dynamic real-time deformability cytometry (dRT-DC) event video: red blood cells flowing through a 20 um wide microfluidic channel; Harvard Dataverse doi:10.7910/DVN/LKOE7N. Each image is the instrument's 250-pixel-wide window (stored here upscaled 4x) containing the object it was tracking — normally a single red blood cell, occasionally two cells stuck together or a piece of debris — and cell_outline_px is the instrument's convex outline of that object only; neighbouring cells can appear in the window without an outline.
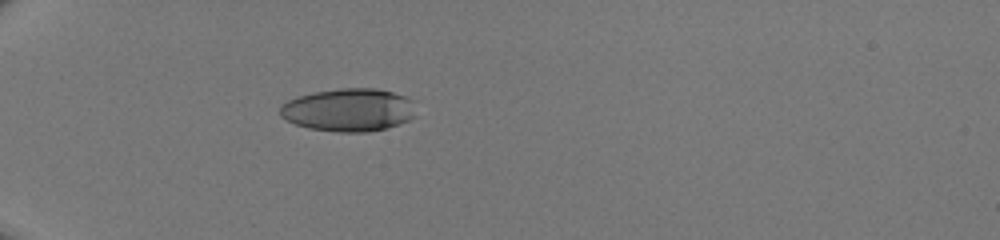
{"species": "human", "species_latin": "Homo sapiens", "temperature_condition": "room temperature", "stored_images_in_passage": 33, "camera_frame_rate_fps": 3000, "um_per_image_px": 0.085, "donor": {"sex": "male"}, "frame": {"image": 1, "passage_image": 1, "time_ms": 0.0, "image_size_px": [1000, 240], "cell_outline_px": [[416, 100], [412, 116], [408, 120], [388, 128], [368, 132], [336, 132], [308, 128], [296, 124], [280, 116], [280, 108], [288, 100], [296, 96], [312, 92], [340, 88], [376, 88], [392, 92]], "centroid_in_image_um": [29.64, 9.34], "position_along_channel_um": 55.4, "area_um2": 34.16}}
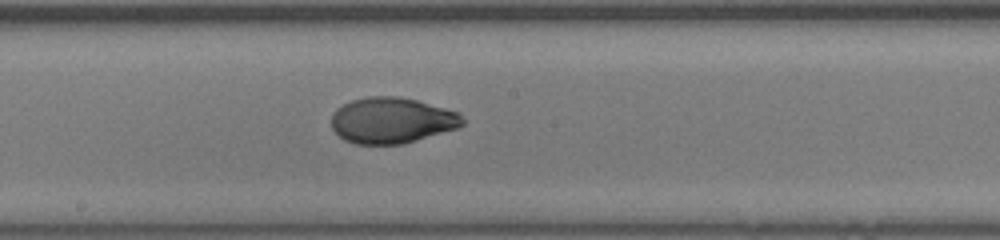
{"frame": {"image": 2, "passage_image": 14, "time_ms": 4.333, "image_size_px": [1000, 240], "cell_outline_px": [[464, 124], [456, 128], [404, 144], [356, 144], [344, 140], [332, 128], [332, 112], [336, 108], [352, 100], [368, 96], [400, 96], [416, 100], [460, 112], [464, 120]], "centroid_in_image_um": [33.3, 10.23], "position_along_channel_um": 214.9, "area_um2": 35.14}}
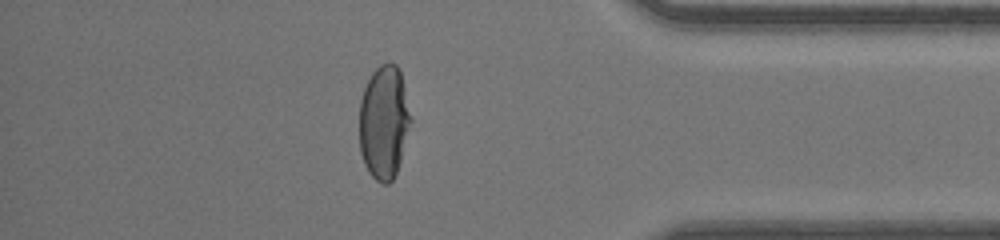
{"frame": {"image": 3, "passage_image": 28, "time_ms": 9.0, "image_size_px": [1000, 240], "cell_outline_px": [[412, 120], [400, 160], [396, 172], [392, 180], [388, 184], [384, 184], [376, 180], [368, 172], [364, 164], [360, 152], [360, 100], [364, 88], [372, 72], [380, 64], [396, 64], [400, 68]], "centroid_in_image_um": [32.64, 10.38], "position_along_channel_um": 402.6, "area_um2": 33.99}}